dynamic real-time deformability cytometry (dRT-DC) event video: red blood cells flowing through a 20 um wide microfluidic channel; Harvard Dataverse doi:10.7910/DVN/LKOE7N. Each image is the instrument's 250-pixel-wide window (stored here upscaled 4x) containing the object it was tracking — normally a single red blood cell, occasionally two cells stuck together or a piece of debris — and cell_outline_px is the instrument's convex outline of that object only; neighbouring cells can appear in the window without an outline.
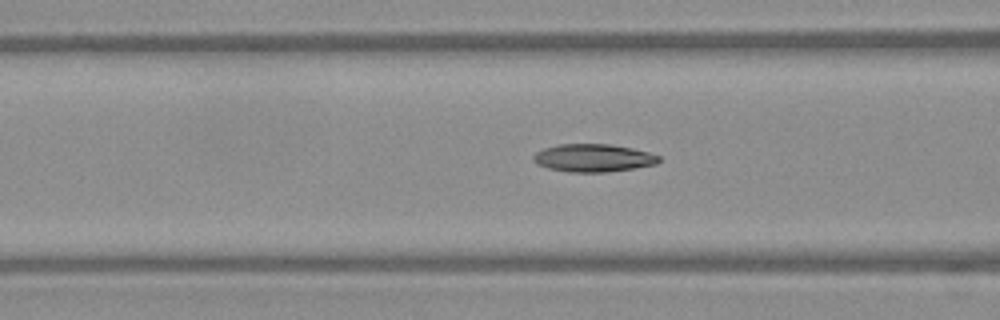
{"species": "Egyptian fruit bat (a non-hibernating species)", "species_latin": "Rousettus aegyptiacus", "temperature_condition": "warm", "stored_images_in_passage": 37, "camera_frame_rate_fps": 3000, "um_per_image_px": 0.085, "frame": {"image": 1, "passage_image": 15, "time_ms": 4.667, "image_size_px": [1000, 320], "cell_outline_px": [[660, 160], [656, 164], [632, 168], [604, 172], [568, 172], [548, 168], [536, 164], [532, 160], [532, 156], [536, 152], [544, 148], [560, 144], [608, 144], [632, 148], [648, 152], [660, 156]], "centroid_in_image_um": [50.39, 13.42], "position_along_channel_um": 116.2, "area_um2": 20.29}}
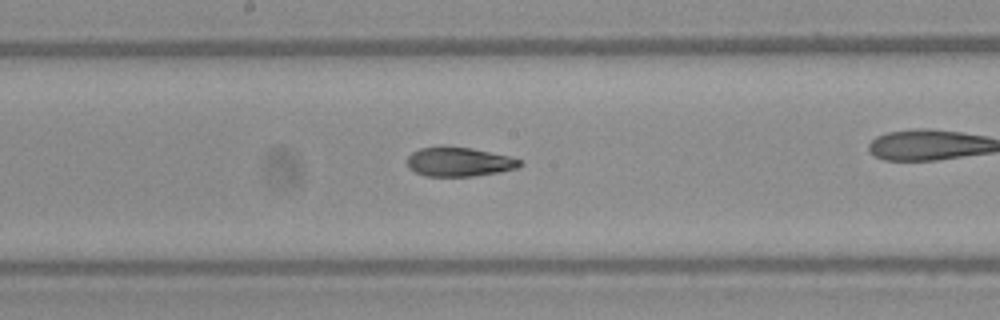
{"frame": {"image": 2, "passage_image": 22, "time_ms": 7.0, "image_size_px": [1000, 320], "cell_outline_px": [[520, 164], [516, 168], [500, 172], [472, 176], [424, 176], [408, 168], [408, 156], [412, 152], [420, 148], [472, 148], [508, 156], [520, 160]], "centroid_in_image_um": [39.0, 13.78], "position_along_channel_um": 209.2, "area_um2": 18.61}}
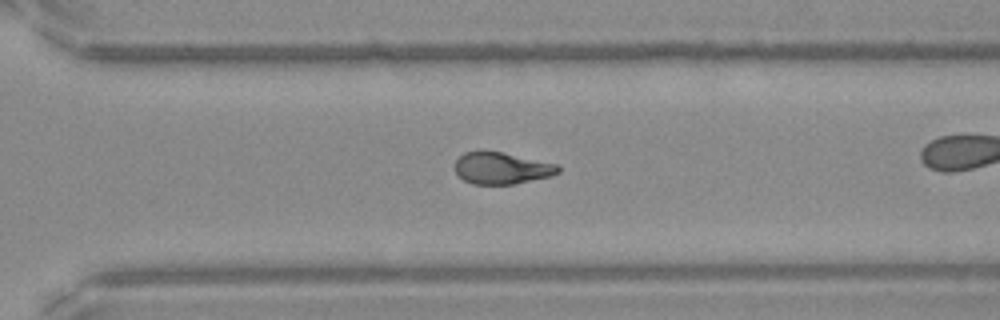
{"frame": {"image": 3, "passage_image": 31, "time_ms": 10.0, "image_size_px": [1000, 320], "cell_outline_px": [[560, 172], [552, 176], [516, 184], [472, 184], [464, 180], [456, 172], [456, 160], [464, 152], [480, 148], [484, 148], [560, 164]], "centroid_in_image_um": [42.67, 14.26], "position_along_channel_um": 327.9, "area_um2": 19.77}}